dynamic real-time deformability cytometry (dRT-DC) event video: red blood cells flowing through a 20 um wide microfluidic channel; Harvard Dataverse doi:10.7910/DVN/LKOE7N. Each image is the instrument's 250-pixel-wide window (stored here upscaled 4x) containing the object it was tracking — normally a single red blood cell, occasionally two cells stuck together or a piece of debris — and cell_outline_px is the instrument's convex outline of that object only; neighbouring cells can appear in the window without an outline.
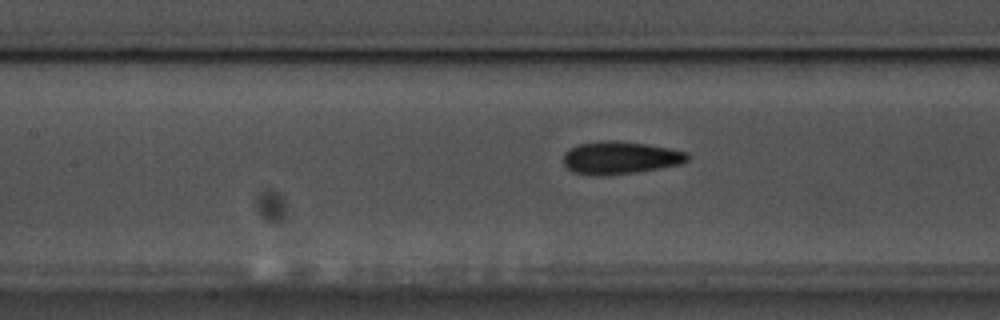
{"species": "common noctule bat (a hibernating species)", "species_latin": "Nyctalus noctula", "temperature_condition": "warm", "stored_images_in_passage": 25, "camera_frame_rate_fps": 3000, "um_per_image_px": 0.085, "animal": {"sex": "male", "body_mass_g": 17.5, "forearm_length_mm": 52.3}, "frame": {"image": 1, "passage_image": 22, "time_ms": 7.0, "image_size_px": [1000, 320], "cell_outline_px": [[684, 160], [668, 164], [648, 168], [616, 172], [584, 172], [572, 168], [568, 164], [568, 152], [576, 148], [592, 144], [632, 144], [660, 148], [680, 152], [684, 156]], "centroid_in_image_um": [52.7, 13.4], "position_along_channel_um": 154.7, "area_um2": 18.5}}